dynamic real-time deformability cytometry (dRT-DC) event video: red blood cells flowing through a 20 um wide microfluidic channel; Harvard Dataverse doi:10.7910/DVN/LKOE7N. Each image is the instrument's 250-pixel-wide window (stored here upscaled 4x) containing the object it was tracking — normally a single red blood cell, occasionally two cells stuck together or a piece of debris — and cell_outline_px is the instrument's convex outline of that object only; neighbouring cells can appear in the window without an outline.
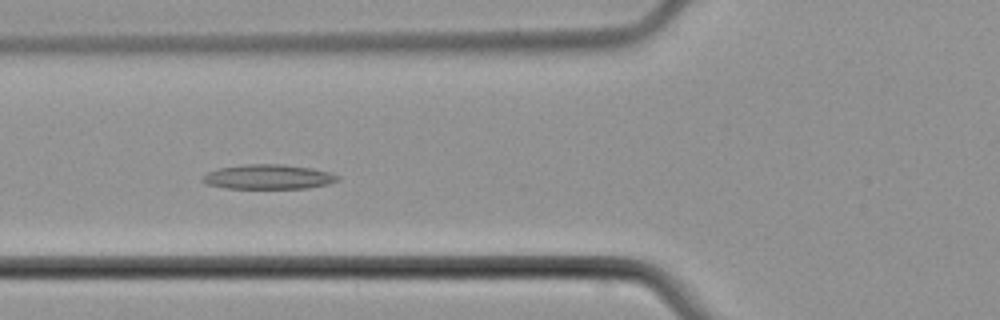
{"species": "common noctule bat (a hibernating species)", "species_latin": "Nyctalus noctula", "temperature_condition": "cold", "stored_images_in_passage": 5, "camera_frame_rate_fps": 3000, "um_per_image_px": 0.085, "animal": {"sex": "male", "body_mass_g": 21.5, "forearm_length_mm": 52.0}, "frame": {"image": 1, "passage_image": 3, "time_ms": 2.667, "image_size_px": [1000, 320], "cell_outline_px": [[340, 180], [328, 184], [308, 188], [228, 188], [208, 184], [200, 180], [208, 172], [220, 168], [244, 164], [284, 164], [312, 168], [328, 172], [340, 176]], "centroid_in_image_um": [22.85, 15.03], "position_along_channel_um": 103.0, "area_um2": 19.31}}
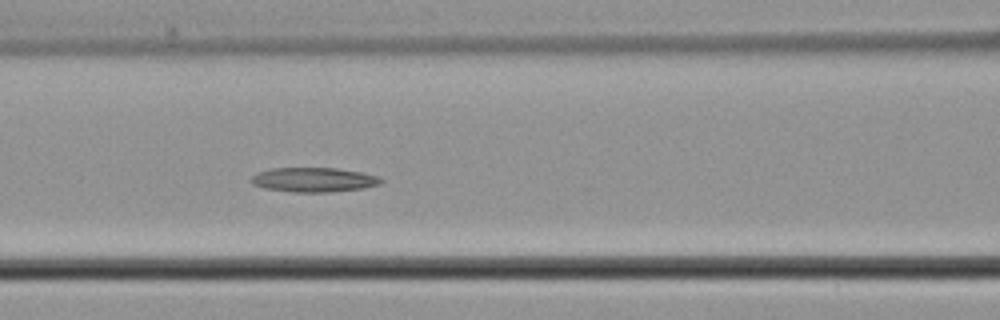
{"frame": {"image": 2, "passage_image": 4, "time_ms": 3.667, "image_size_px": [1000, 320], "cell_outline_px": [[384, 180], [380, 184], [364, 188], [328, 192], [292, 192], [264, 188], [252, 184], [252, 176], [256, 172], [272, 168], [336, 168], [360, 172], [380, 176]], "centroid_in_image_um": [26.68, 15.28], "position_along_channel_um": 139.9, "area_um2": 18.55}}